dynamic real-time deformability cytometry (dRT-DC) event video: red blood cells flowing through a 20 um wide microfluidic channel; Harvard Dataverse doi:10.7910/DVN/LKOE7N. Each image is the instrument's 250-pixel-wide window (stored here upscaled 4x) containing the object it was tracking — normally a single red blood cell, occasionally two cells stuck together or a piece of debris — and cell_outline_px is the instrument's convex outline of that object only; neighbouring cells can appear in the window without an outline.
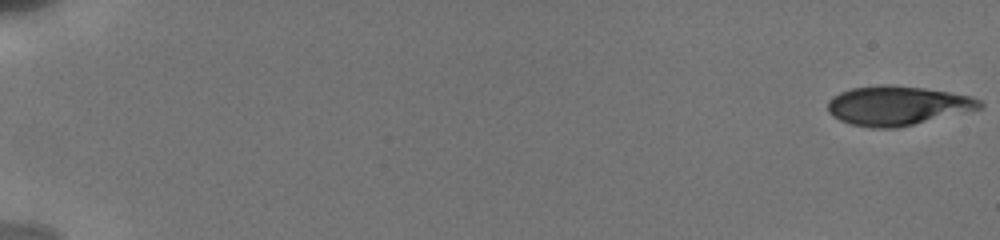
{"species": "human", "species_latin": "Homo sapiens", "temperature_condition": "cold", "stored_images_in_passage": 15, "camera_frame_rate_fps": 3000, "um_per_image_px": 0.085, "donor": {"sex": "male"}, "frame": {"image": 1, "passage_image": 1, "time_ms": 0.0, "image_size_px": [1000, 240], "cell_outline_px": [[984, 108], [896, 128], [872, 128], [852, 124], [840, 120], [832, 116], [828, 112], [828, 100], [832, 96], [840, 92], [852, 88], [880, 84], [892, 84], [924, 88], [972, 96], [980, 100], [984, 104]], "centroid_in_image_um": [76.28, 8.97], "position_along_channel_um": 8.7, "area_um2": 34.97}}